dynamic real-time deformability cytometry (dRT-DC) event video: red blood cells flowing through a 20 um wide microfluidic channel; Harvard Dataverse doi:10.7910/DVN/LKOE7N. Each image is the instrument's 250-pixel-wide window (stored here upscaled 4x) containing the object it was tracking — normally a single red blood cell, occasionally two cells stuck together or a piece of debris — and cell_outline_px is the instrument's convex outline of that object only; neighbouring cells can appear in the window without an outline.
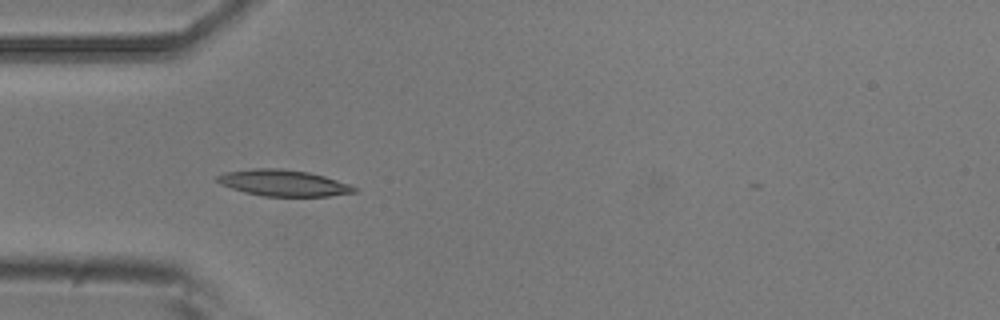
{"species": "common noctule bat (a hibernating species)", "species_latin": "Nyctalus noctula", "temperature_condition": "room temperature", "stored_images_in_passage": 4, "camera_frame_rate_fps": 3000, "um_per_image_px": 0.085, "animal": {"sex": "male", "body_mass_g": 20.5, "forearm_length_mm": 52.5}, "frame": {"image": 1, "passage_image": 4, "time_ms": 3.333, "image_size_px": [1000, 320], "cell_outline_px": [[356, 192], [328, 196], [264, 196], [244, 192], [220, 184], [216, 180], [216, 176], [224, 172], [252, 168], [284, 168], [308, 172], [324, 176], [348, 184], [356, 188]], "centroid_in_image_um": [24.04, 15.54], "position_along_channel_um": 61.0, "area_um2": 20.92}}